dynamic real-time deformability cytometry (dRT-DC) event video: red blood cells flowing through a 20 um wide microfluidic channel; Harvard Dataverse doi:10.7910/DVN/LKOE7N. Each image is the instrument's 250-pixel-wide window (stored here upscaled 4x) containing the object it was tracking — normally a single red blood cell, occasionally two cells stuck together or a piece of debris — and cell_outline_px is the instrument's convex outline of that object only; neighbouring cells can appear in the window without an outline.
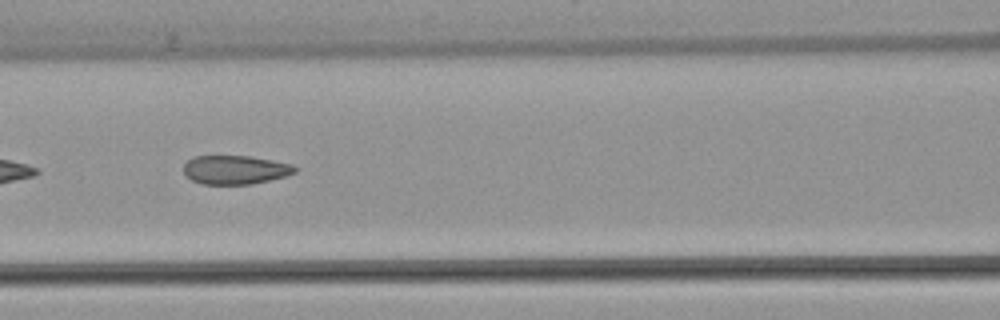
{"species": "common noctule bat (a hibernating species)", "species_latin": "Nyctalus noctula", "temperature_condition": "warm", "stored_images_in_passage": 50, "camera_frame_rate_fps": 3000, "um_per_image_px": 0.085, "animal": {"sex": "female", "body_mass_g": 22.7, "forearm_length_mm": 54.2}, "frame": {"image": 1, "passage_image": 22, "time_ms": 7.0, "image_size_px": [1000, 320], "cell_outline_px": [[300, 168], [296, 172], [284, 176], [252, 184], [204, 184], [192, 180], [184, 172], [184, 164], [192, 156], [248, 156], [272, 160], [292, 164]], "centroid_in_image_um": [20.01, 14.42], "position_along_channel_um": 146.6, "area_um2": 18.61}, "authors_computed_cell_mechanics": {"area_um2": 19.8543, "velocity_mm_per_s": 4.0231, "shape_relaxation_time_tau1_ms": null, "shape_relaxation_time_tau2_ms": 1.3022, "deformation_change_tau1": null, "deformation_change_tau2": 0.0714}}